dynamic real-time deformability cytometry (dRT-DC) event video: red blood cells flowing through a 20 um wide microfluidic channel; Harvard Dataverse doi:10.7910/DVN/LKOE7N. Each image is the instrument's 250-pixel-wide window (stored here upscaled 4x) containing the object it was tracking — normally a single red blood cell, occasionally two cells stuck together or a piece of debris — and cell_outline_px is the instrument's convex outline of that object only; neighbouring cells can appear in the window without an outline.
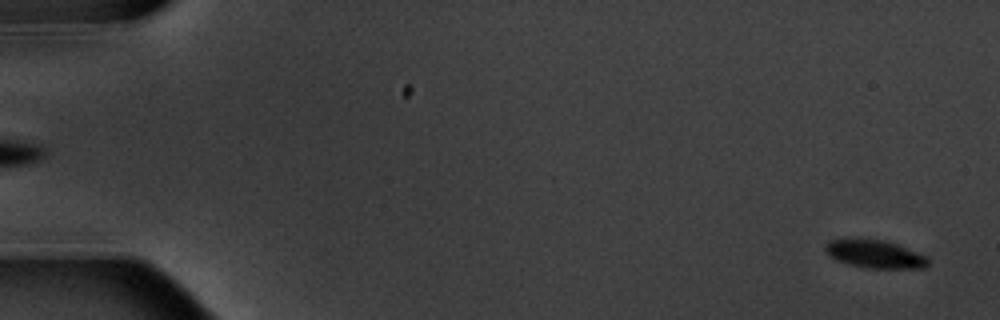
{"species": "common noctule bat (a hibernating species)", "species_latin": "Nyctalus noctula", "temperature_condition": "warm", "stored_images_in_passage": 5, "segment_of_instrument_passage": [2, 2], "camera_frame_rate_fps": 3000, "um_per_image_px": 0.085, "animal": {"sex": "male", "body_mass_g": 20.1, "forearm_length_mm": 53.5}, "frame": {"image": 1, "passage_image": 5, "time_ms": 5.667, "image_size_px": [1000, 320], "cell_outline_px": [[928, 264], [924, 268], [864, 268], [848, 264], [836, 260], [828, 256], [824, 248], [832, 240], [884, 240], [896, 244], [924, 256], [928, 260]], "centroid_in_image_um": [74.34, 21.63], "position_along_channel_um": 10.7, "area_um2": 16.24}}